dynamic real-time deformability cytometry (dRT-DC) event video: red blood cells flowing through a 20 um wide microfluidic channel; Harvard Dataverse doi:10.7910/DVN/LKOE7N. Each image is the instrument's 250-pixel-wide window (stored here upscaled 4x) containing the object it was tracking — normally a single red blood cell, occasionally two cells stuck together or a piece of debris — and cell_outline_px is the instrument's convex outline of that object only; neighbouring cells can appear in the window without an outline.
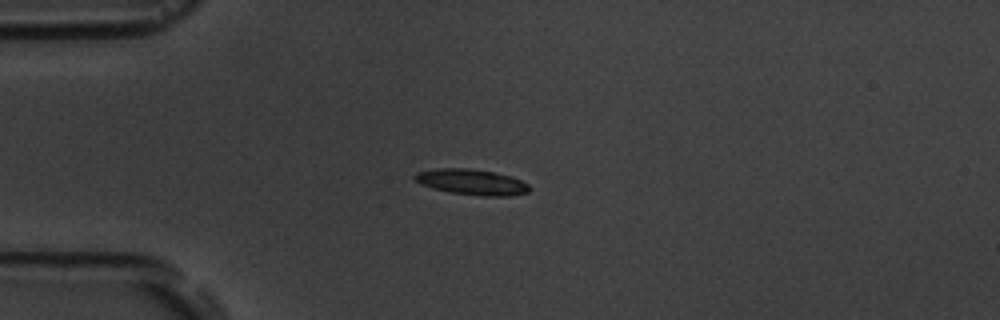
{"species": "common noctule bat (a hibernating species)", "species_latin": "Nyctalus noctula", "temperature_condition": "room temperature", "stored_images_in_passage": 10, "camera_frame_rate_fps": 3000, "um_per_image_px": 0.085, "animal": {"sex": "male", "body_mass_g": 19.5, "forearm_length_mm": 54.6}, "frame": {"image": 1, "passage_image": 4, "time_ms": 3.333, "image_size_px": [1000, 320], "cell_outline_px": [[532, 188], [528, 192], [512, 196], [484, 196], [452, 192], [432, 188], [420, 184], [412, 176], [416, 172], [436, 168], [468, 168], [492, 172], [512, 176], [528, 184]], "centroid_in_image_um": [40.11, 15.47], "position_along_channel_um": 44.9, "area_um2": 17.17}}
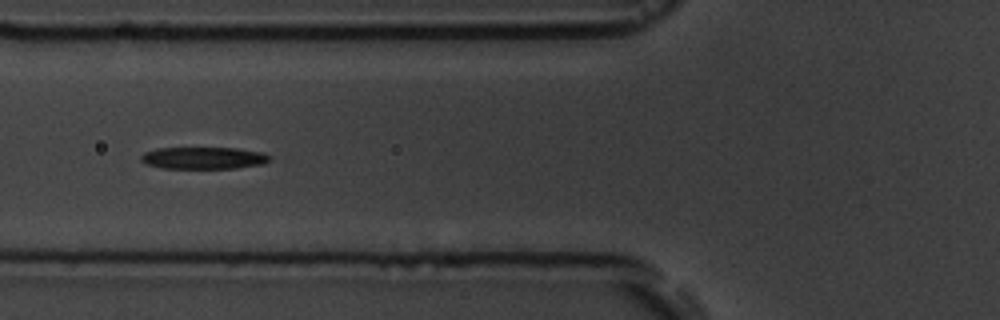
{"frame": {"image": 2, "passage_image": 6, "time_ms": 5.667, "image_size_px": [1000, 320], "cell_outline_px": [[272, 160], [264, 164], [236, 168], [164, 168], [148, 164], [140, 160], [140, 156], [144, 152], [156, 148], [236, 148], [264, 152], [272, 156]], "centroid_in_image_um": [17.37, 13.42], "position_along_channel_um": 108.4, "area_um2": 16.65}}
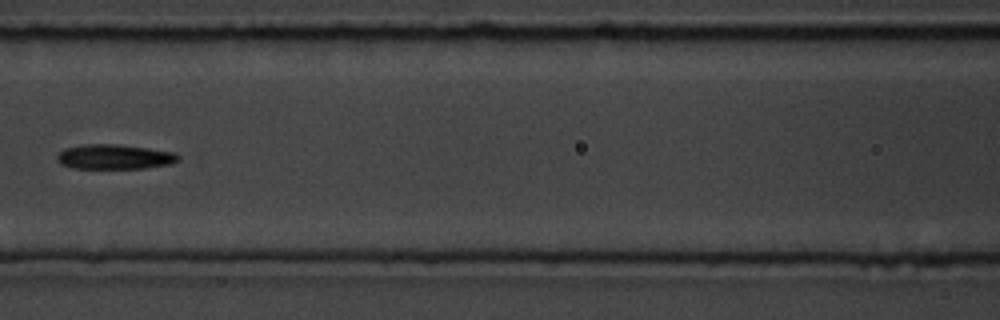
{"frame": {"image": 3, "passage_image": 7, "time_ms": 7.0, "image_size_px": [1000, 320], "cell_outline_px": [[180, 160], [172, 164], [144, 168], [72, 168], [60, 164], [56, 160], [56, 156], [64, 148], [84, 144], [116, 144], [148, 148], [176, 152], [180, 156]], "centroid_in_image_um": [9.74, 13.33], "position_along_channel_um": 156.9, "area_um2": 17.69}}